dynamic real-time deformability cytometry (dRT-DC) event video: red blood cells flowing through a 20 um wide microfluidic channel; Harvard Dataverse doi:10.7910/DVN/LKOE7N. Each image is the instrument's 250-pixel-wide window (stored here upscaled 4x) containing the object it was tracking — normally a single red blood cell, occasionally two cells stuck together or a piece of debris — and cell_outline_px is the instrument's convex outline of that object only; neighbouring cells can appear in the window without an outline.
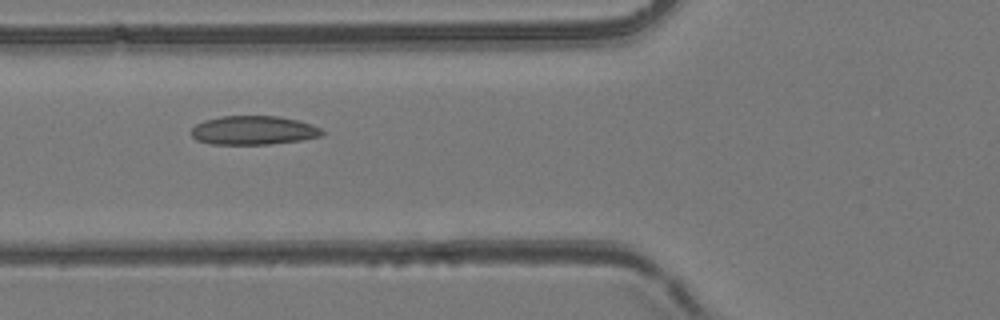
{"species": "common noctule bat (a hibernating species)", "species_latin": "Nyctalus noctula", "temperature_condition": "room temperature", "stored_images_in_passage": 46, "camera_frame_rate_fps": 3000, "um_per_image_px": 0.085, "animal": {"sex": "female", "body_mass_g": 24.6, "forearm_length_mm": 56.2}, "frame": {"image": 1, "passage_image": 13, "time_ms": 4.0, "image_size_px": [1000, 320], "cell_outline_px": [[324, 136], [300, 140], [268, 144], [208, 144], [196, 140], [192, 136], [192, 128], [196, 124], [204, 120], [220, 116], [280, 116], [312, 124], [320, 128], [324, 132]], "centroid_in_image_um": [21.54, 11.07], "position_along_channel_um": 104.3, "area_um2": 22.08}}
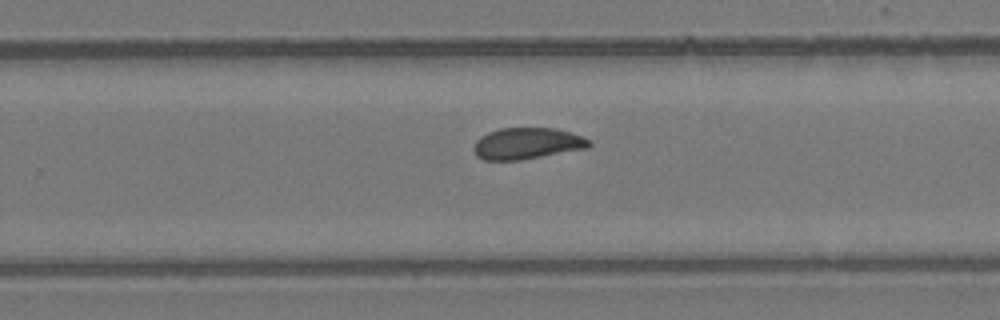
{"frame": {"image": 2, "passage_image": 27, "time_ms": 8.667, "image_size_px": [1000, 320], "cell_outline_px": [[592, 144], [588, 148], [520, 160], [484, 160], [476, 156], [472, 148], [476, 140], [480, 136], [488, 132], [500, 128], [556, 128], [572, 132], [592, 140]], "centroid_in_image_um": [44.81, 12.19], "position_along_channel_um": 285.0, "area_um2": 21.39}}
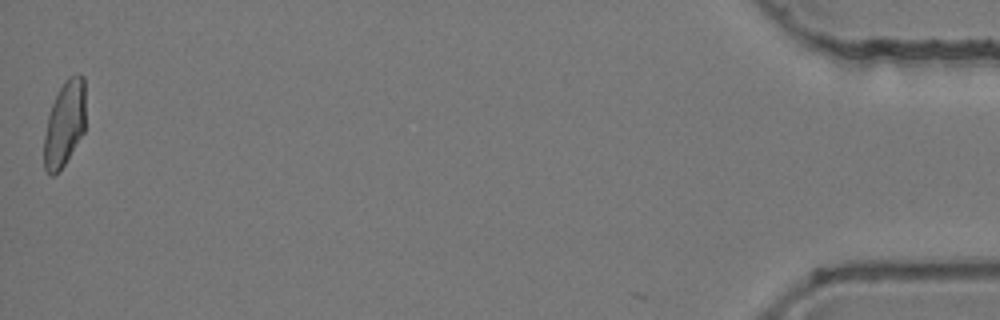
{"frame": {"image": 3, "passage_image": 46, "time_ms": 15.0, "image_size_px": [1000, 320], "cell_outline_px": [[84, 132], [64, 164], [52, 176], [48, 176], [44, 168], [44, 136], [48, 116], [52, 104], [64, 80], [68, 76], [76, 72], [80, 72], [84, 76]], "centroid_in_image_um": [5.48, 10.48], "position_along_channel_um": 429.7, "area_um2": 20.63}, "authors_computed_cell_mechanics": {"area_um2": 21.5883, "velocity_mm_per_s": 3.8797, "shape_relaxation_time_tau1_ms": null, "shape_relaxation_time_tau2_ms": 3.5216, "deformation_change_tau1": null, "deformation_change_tau2": 0.0557}}